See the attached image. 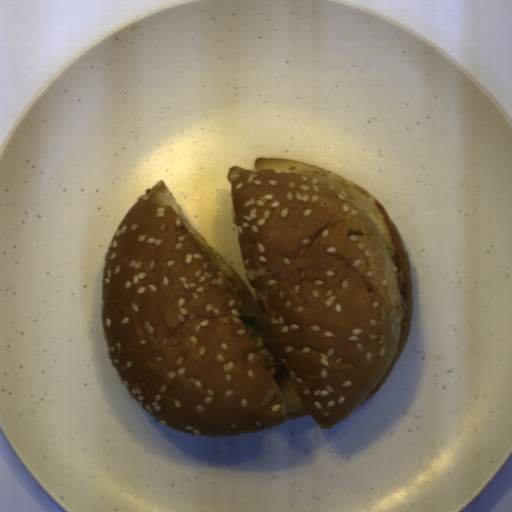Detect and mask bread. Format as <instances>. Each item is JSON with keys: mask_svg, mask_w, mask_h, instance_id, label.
I'll return each instance as SVG.
<instances>
[{"mask_svg": "<svg viewBox=\"0 0 512 512\" xmlns=\"http://www.w3.org/2000/svg\"><path fill=\"white\" fill-rule=\"evenodd\" d=\"M227 180L255 297L158 179L104 257L110 363L146 412L192 435L306 416L330 429L380 390L408 344L401 230L373 193L304 161L256 157Z\"/></svg>", "mask_w": 512, "mask_h": 512, "instance_id": "1", "label": "bread"}]
</instances>
